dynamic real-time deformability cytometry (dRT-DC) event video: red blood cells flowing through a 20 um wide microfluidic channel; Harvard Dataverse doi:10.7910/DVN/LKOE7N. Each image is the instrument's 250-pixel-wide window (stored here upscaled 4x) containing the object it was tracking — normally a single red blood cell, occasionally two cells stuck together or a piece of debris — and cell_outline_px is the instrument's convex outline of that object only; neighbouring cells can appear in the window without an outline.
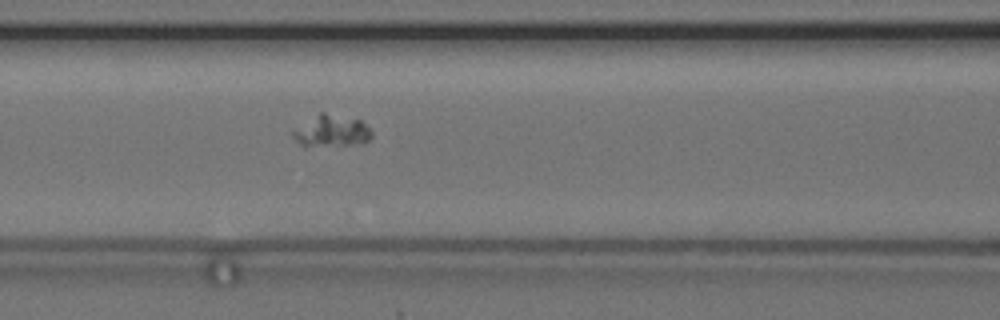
{"species": "common noctule bat (a hibernating species)", "species_latin": "Nyctalus noctula", "temperature_condition": "cold", "stored_images_in_passage": 8, "camera_frame_rate_fps": 3000, "um_per_image_px": 0.085, "animal": {"sex": "female", "body_mass_g": 24.6, "forearm_length_mm": 56.2}, "frame": {"image": 1, "passage_image": 8, "time_ms": 9.333, "image_size_px": [1000, 320], "cell_outline_px": [[372, 136], [368, 140], [348, 144], [300, 144], [292, 136], [292, 132], [320, 112], [324, 112], [360, 120], [372, 132]], "centroid_in_image_um": [28.2, 11.09], "position_along_channel_um": 138.4, "area_um2": 13.53}}